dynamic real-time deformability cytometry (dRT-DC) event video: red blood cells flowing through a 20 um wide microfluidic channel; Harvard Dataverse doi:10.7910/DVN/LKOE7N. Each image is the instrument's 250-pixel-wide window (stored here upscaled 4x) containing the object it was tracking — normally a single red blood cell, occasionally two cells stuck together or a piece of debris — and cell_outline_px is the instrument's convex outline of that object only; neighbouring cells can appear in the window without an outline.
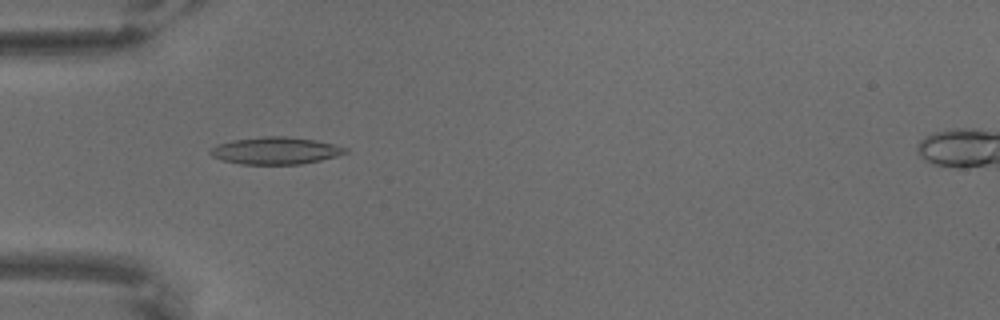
{"species": "common noctule bat (a hibernating species)", "species_latin": "Nyctalus noctula", "temperature_condition": "warm", "stored_images_in_passage": 62, "camera_frame_rate_fps": 3000, "um_per_image_px": 0.085, "animal": {"sex": "male", "body_mass_g": 18.8}, "frame": {"image": 1, "passage_image": 21, "time_ms": 6.667, "image_size_px": [1000, 320], "cell_outline_px": [[348, 152], [336, 156], [320, 160], [300, 164], [240, 164], [224, 160], [212, 156], [208, 152], [216, 144], [232, 140], [260, 136], [288, 136], [316, 140], [348, 148]], "centroid_in_image_um": [23.41, 12.79], "position_along_channel_um": 61.6, "area_um2": 21.39}}
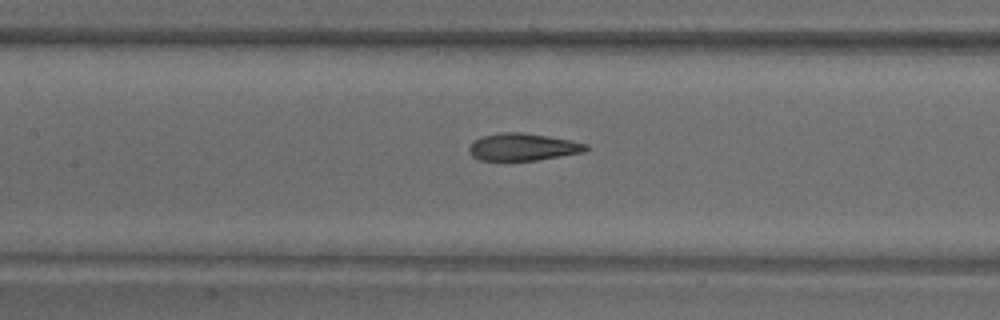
{"frame": {"image": 2, "passage_image": 31, "time_ms": 10.0, "image_size_px": [1000, 320], "cell_outline_px": [[588, 148], [584, 152], [536, 160], [480, 160], [472, 156], [468, 148], [476, 140], [484, 136], [504, 132], [524, 132], [548, 136], [588, 144]], "centroid_in_image_um": [44.46, 12.49], "position_along_channel_um": 162.9, "area_um2": 18.26}}
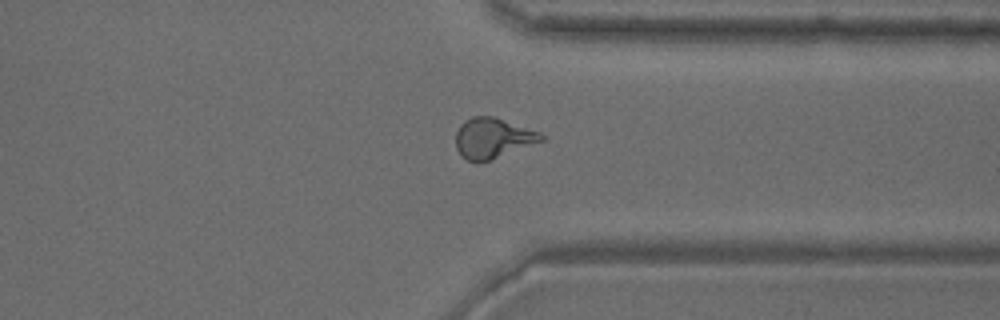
{"frame": {"image": 3, "passage_image": 51, "time_ms": 16.667, "image_size_px": [1000, 320], "cell_outline_px": [[544, 140], [488, 160], [476, 164], [468, 160], [456, 148], [456, 132], [460, 124], [464, 120], [472, 116], [492, 116], [540, 132], [544, 136]], "centroid_in_image_um": [41.85, 11.73], "position_along_channel_um": 369.6, "area_um2": 19.77}}